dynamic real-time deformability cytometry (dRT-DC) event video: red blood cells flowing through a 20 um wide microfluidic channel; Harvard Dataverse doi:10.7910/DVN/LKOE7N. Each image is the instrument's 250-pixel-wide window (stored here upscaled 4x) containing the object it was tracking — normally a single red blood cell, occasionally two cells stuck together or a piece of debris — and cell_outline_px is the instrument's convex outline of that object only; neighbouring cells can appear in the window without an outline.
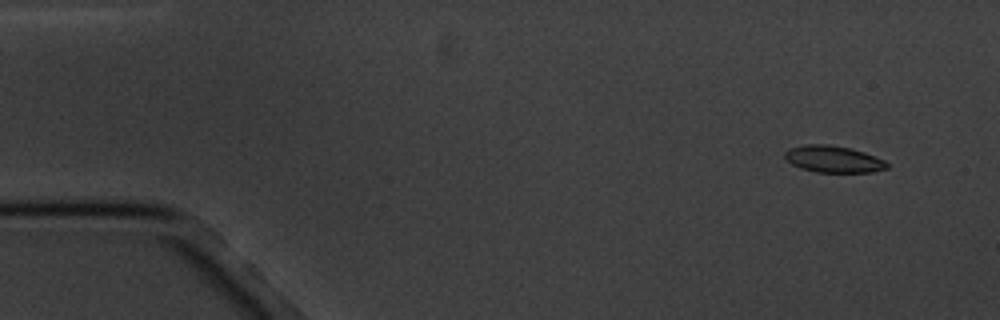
{"species": "common noctule bat (a hibernating species)", "species_latin": "Nyctalus noctula", "temperature_condition": "cold", "stored_images_in_passage": 5, "camera_frame_rate_fps": 3000, "um_per_image_px": 0.085, "animal": {"sex": "male", "body_mass_g": 20.1, "forearm_length_mm": 53.5}, "frame": {"image": 1, "passage_image": 1, "time_ms": 0.0, "image_size_px": [1000, 320], "cell_outline_px": [[888, 168], [872, 172], [816, 172], [800, 168], [792, 164], [784, 156], [784, 152], [788, 148], [804, 144], [828, 144], [848, 148], [864, 152], [884, 160], [888, 164]], "centroid_in_image_um": [70.81, 13.52], "position_along_channel_um": 14.2, "area_um2": 15.9}}
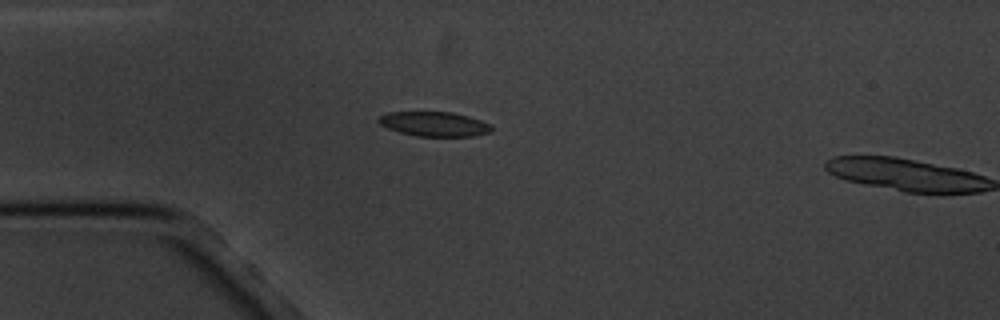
{"frame": {"image": 2, "passage_image": 4, "time_ms": 3.667, "image_size_px": [1000, 320], "cell_outline_px": [[492, 132], [472, 136], [416, 136], [400, 132], [388, 128], [380, 124], [376, 120], [380, 116], [388, 112], [452, 112], [468, 116], [492, 124]], "centroid_in_image_um": [36.93, 10.54], "position_along_channel_um": 48.1, "area_um2": 16.18}}